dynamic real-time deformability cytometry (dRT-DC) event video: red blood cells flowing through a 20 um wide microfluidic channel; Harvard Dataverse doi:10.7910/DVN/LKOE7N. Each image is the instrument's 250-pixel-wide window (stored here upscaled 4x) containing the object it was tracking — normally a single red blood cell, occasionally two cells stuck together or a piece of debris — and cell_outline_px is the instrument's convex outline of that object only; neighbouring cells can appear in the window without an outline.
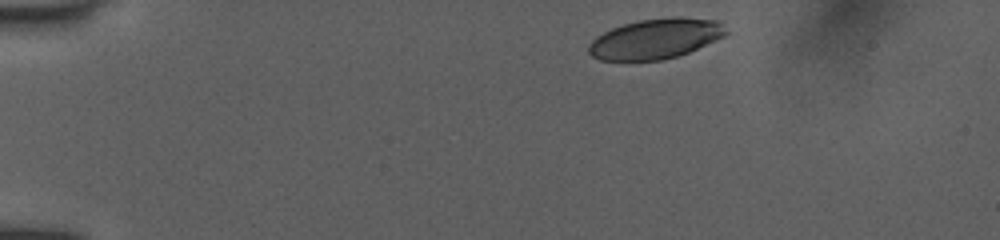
{"species": "human", "species_latin": "Homo sapiens", "temperature_condition": "room temperature", "stored_images_in_passage": 10, "camera_frame_rate_fps": 3000, "um_per_image_px": 0.085, "donor": {"sex": "female"}, "frame": {"image": 1, "passage_image": 1, "time_ms": 0.0, "image_size_px": [1000, 240], "cell_outline_px": [[728, 32], [724, 36], [688, 52], [676, 56], [660, 60], [600, 60], [592, 56], [588, 52], [588, 44], [596, 36], [612, 28], [624, 24], [640, 20], [672, 16], [680, 16], [716, 20]], "centroid_in_image_um": [55.69, 3.28], "position_along_channel_um": 29.3, "area_um2": 31.91}}
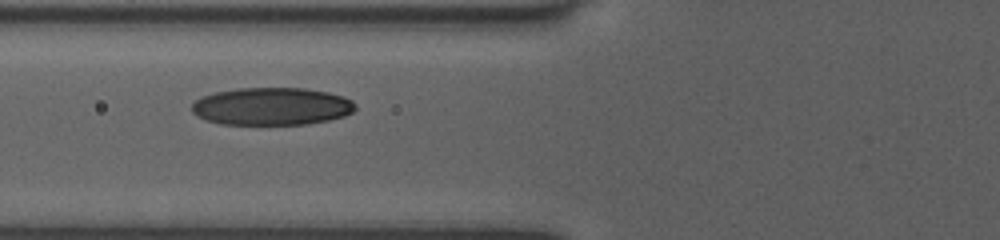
{"frame": {"image": 2, "passage_image": 5, "time_ms": 4.0, "image_size_px": [1000, 240], "cell_outline_px": [[356, 108], [352, 112], [344, 116], [328, 120], [304, 124], [220, 124], [196, 116], [192, 112], [192, 104], [200, 96], [216, 92], [240, 88], [304, 88], [328, 92], [344, 96], [352, 100], [356, 104]], "centroid_in_image_um": [23.1, 9.03], "position_along_channel_um": 102.7, "area_um2": 35.89}}
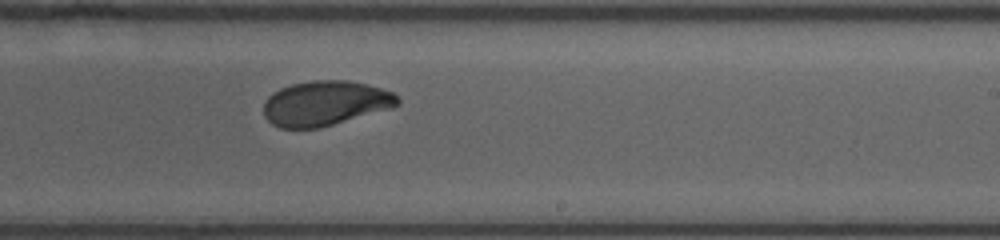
{"frame": {"image": 3, "passage_image": 10, "time_ms": 8.0, "image_size_px": [1000, 240], "cell_outline_px": [[400, 104], [388, 108], [320, 128], [280, 128], [272, 124], [264, 116], [264, 100], [272, 92], [280, 88], [292, 84], [312, 80], [348, 80], [380, 88], [392, 92], [400, 100]], "centroid_in_image_um": [27.58, 8.77], "position_along_channel_um": 261.4, "area_um2": 34.74}}